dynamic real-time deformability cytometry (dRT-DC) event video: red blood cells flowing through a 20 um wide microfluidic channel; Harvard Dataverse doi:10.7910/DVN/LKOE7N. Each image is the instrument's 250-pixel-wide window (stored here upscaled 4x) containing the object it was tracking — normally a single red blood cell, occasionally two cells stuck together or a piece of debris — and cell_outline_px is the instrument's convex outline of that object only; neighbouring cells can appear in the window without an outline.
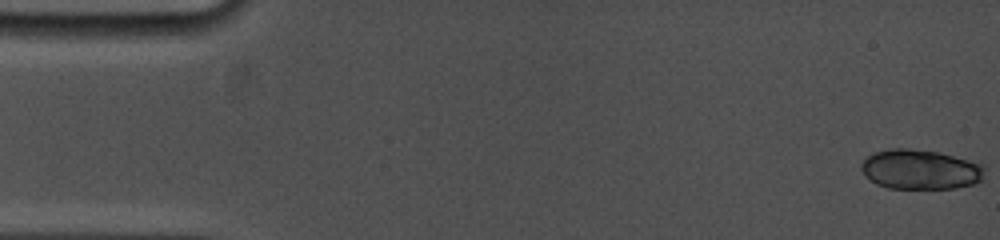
{"species": "common noctule bat (a hibernating species)", "species_latin": "Nyctalus noctula", "temperature_condition": "cold", "stored_images_in_passage": 14, "camera_frame_rate_fps": 5000, "um_per_image_px": 0.085, "animal": {"sex": "female", "body_mass_g": 19.0, "forearm_length_mm": 53.3}, "frame": {"image": 1, "passage_image": 1, "time_ms": 0.0, "image_size_px": [1000, 240], "cell_outline_px": [[984, 168], [980, 180], [972, 184], [956, 188], [888, 188], [876, 184], [864, 176], [860, 168], [860, 164], [864, 156], [872, 152], [892, 148], [908, 148], [936, 152], [984, 164]], "centroid_in_image_um": [78.13, 14.39], "position_along_channel_um": 6.9, "area_um2": 28.67}}
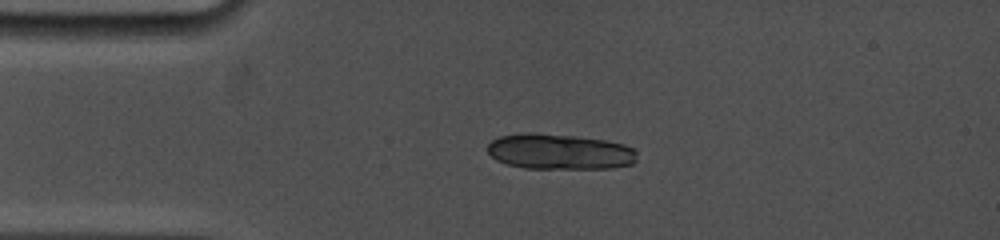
{"frame": {"image": 2, "passage_image": 12, "time_ms": 3.6, "image_size_px": [1000, 240], "cell_outline_px": [[636, 160], [632, 164], [612, 168], [524, 168], [508, 164], [496, 160], [488, 152], [488, 144], [492, 140], [500, 136], [528, 132], [572, 136], [604, 140], [624, 144], [632, 148], [636, 152]], "centroid_in_image_um": [47.56, 12.89], "position_along_channel_um": 37.4, "area_um2": 30.75}}